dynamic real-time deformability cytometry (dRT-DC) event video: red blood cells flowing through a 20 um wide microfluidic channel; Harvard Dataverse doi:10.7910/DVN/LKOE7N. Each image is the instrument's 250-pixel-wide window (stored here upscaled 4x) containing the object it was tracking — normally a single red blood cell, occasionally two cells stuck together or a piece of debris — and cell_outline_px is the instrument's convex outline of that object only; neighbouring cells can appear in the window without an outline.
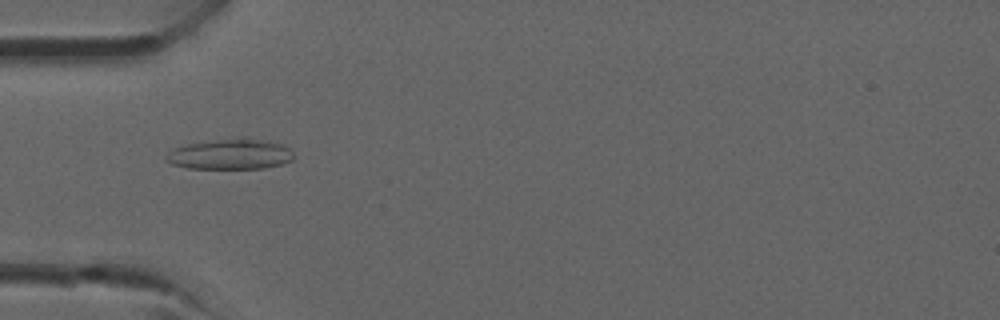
{"species": "common noctule bat (a hibernating species)", "species_latin": "Nyctalus noctula", "temperature_condition": "room temperature", "stored_images_in_passage": 33, "camera_frame_rate_fps": 3000, "um_per_image_px": 0.085, "animal": {"sex": "male", "forearm_length_mm": 52.5}, "frame": {"image": 1, "passage_image": 6, "time_ms": 1.667, "image_size_px": [1000, 320], "cell_outline_px": [[292, 160], [280, 164], [264, 168], [188, 168], [172, 164], [164, 160], [164, 156], [168, 152], [176, 148], [188, 144], [232, 136], [244, 136], [268, 140], [280, 144], [288, 148], [292, 152]], "centroid_in_image_um": [19.56, 13.07], "position_along_channel_um": 65.4, "area_um2": 22.95}}
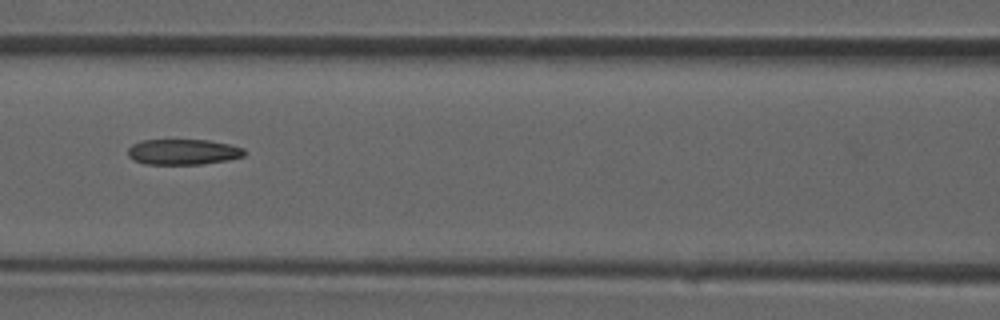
{"frame": {"image": 2, "passage_image": 11, "time_ms": 3.333, "image_size_px": [1000, 320], "cell_outline_px": [[248, 152], [244, 156], [228, 160], [200, 164], [144, 164], [132, 160], [128, 156], [128, 148], [132, 144], [140, 140], [208, 140], [228, 144], [244, 148]], "centroid_in_image_um": [15.55, 12.91], "position_along_channel_um": 151.0, "area_um2": 17.51}}
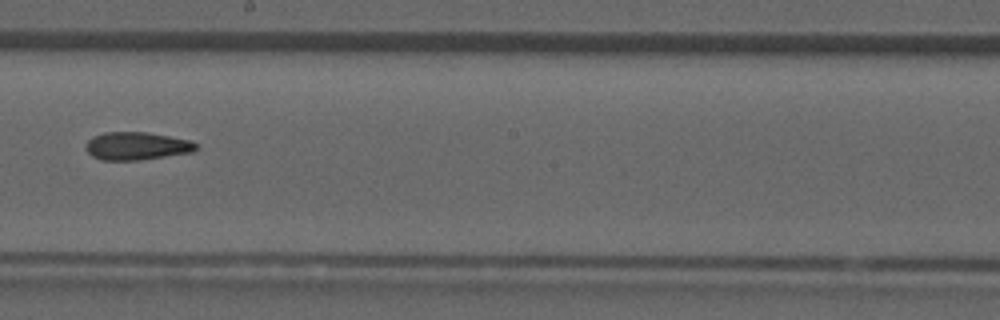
{"frame": {"image": 3, "passage_image": 16, "time_ms": 5.0, "image_size_px": [1000, 320], "cell_outline_px": [[200, 148], [192, 152], [136, 160], [100, 160], [92, 156], [84, 148], [84, 144], [92, 136], [104, 132], [144, 132], [192, 140]], "centroid_in_image_um": [11.58, 12.4], "position_along_channel_um": 236.6, "area_um2": 17.98}}